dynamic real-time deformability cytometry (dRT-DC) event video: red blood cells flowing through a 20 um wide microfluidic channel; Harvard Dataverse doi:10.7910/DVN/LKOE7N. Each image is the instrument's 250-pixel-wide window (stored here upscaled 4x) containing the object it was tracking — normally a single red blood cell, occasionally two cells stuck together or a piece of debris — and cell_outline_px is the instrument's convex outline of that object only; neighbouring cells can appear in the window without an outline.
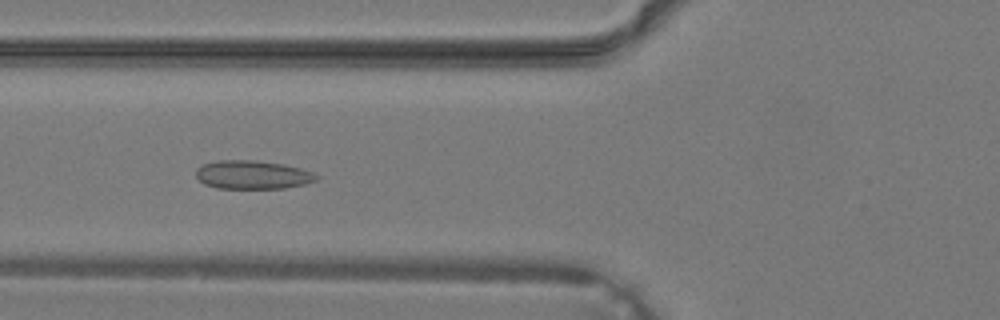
{"species": "common noctule bat (a hibernating species)", "species_latin": "Nyctalus noctula", "temperature_condition": "warm", "stored_images_in_passage": 41, "segment_of_instrument_passage": [1, 2], "camera_frame_rate_fps": 3000, "um_per_image_px": 0.085, "animal": {"sex": "male", "body_mass_g": 19.2, "forearm_length_mm": 51.8}, "frame": {"image": 1, "passage_image": 16, "time_ms": 5.0, "image_size_px": [1000, 320], "cell_outline_px": [[320, 176], [316, 180], [304, 184], [284, 188], [216, 188], [204, 184], [196, 176], [196, 168], [204, 164], [220, 160], [256, 160], [284, 164], [300, 168], [312, 172]], "centroid_in_image_um": [21.47, 14.85], "position_along_channel_um": 104.3, "area_um2": 20.0}}
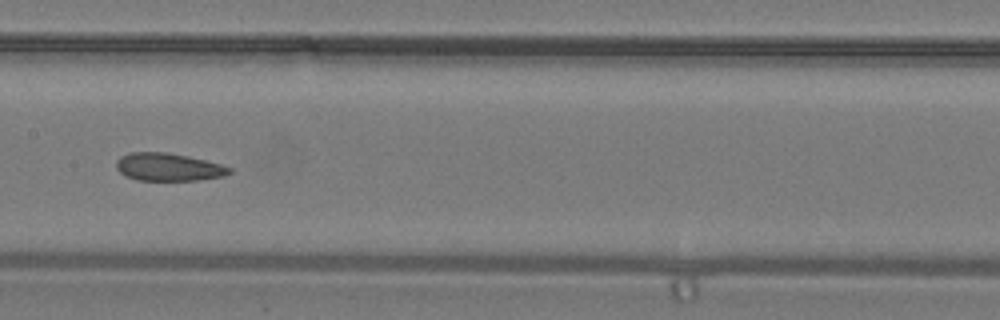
{"frame": {"image": 2, "passage_image": 21, "time_ms": 6.667, "image_size_px": [1000, 320], "cell_outline_px": [[232, 172], [224, 176], [200, 180], [136, 180], [124, 176], [116, 168], [116, 160], [120, 156], [128, 152], [168, 152], [188, 156], [220, 164], [232, 168]], "centroid_in_image_um": [14.28, 14.19], "position_along_channel_um": 193.1, "area_um2": 18.5}}
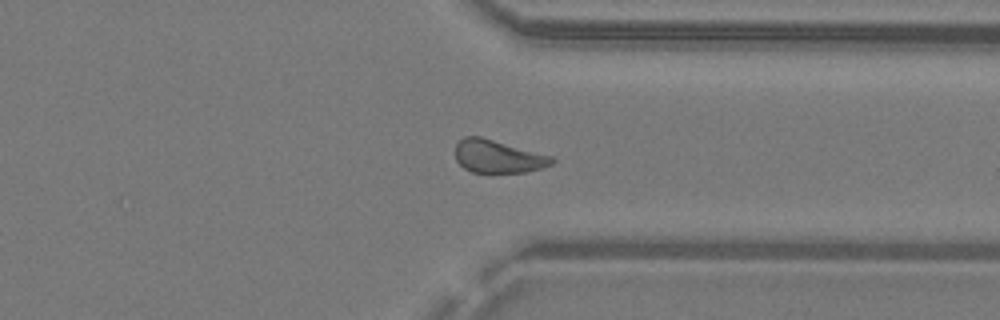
{"frame": {"image": 3, "passage_image": 31, "time_ms": 10.0, "image_size_px": [1000, 320], "cell_outline_px": [[556, 160], [552, 164], [540, 168], [524, 172], [472, 172], [464, 168], [456, 160], [456, 144], [464, 136], [480, 136], [552, 156]], "centroid_in_image_um": [42.32, 13.29], "position_along_channel_um": 369.1, "area_um2": 18.32}}